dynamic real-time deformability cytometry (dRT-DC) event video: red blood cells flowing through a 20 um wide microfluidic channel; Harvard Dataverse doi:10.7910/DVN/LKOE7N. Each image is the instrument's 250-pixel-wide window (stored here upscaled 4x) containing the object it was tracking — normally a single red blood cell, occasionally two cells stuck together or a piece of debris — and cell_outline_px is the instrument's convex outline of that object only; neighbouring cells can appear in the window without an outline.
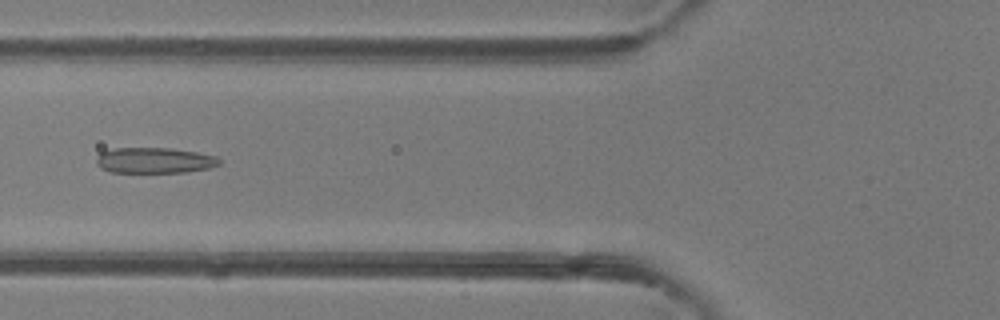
{"species": "common noctule bat (a hibernating species)", "species_latin": "Nyctalus noctula", "temperature_condition": "room temperature", "stored_images_in_passage": 5, "camera_frame_rate_fps": 3000, "um_per_image_px": 0.085, "animal": {"sex": "female"}, "frame": {"image": 1, "passage_image": 5, "time_ms": 1.333, "image_size_px": [1000, 320], "cell_outline_px": [[220, 164], [208, 168], [188, 172], [108, 172], [100, 168], [96, 164], [96, 160], [100, 152], [116, 148], [168, 148], [196, 152], [216, 156], [220, 160]], "centroid_in_image_um": [13.1, 13.64], "position_along_channel_um": 112.7, "area_um2": 18.38}}